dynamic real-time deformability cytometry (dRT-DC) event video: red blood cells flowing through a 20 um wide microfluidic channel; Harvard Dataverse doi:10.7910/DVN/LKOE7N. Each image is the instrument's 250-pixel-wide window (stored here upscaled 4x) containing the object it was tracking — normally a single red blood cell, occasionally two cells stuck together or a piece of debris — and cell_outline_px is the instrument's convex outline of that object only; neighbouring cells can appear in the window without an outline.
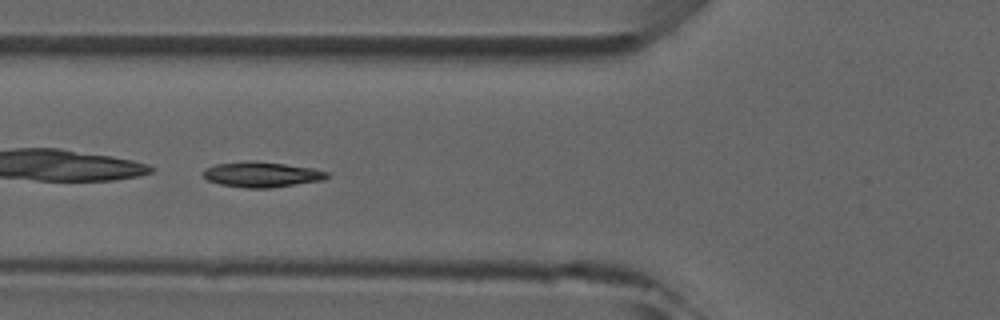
{"species": "common noctule bat (a hibernating species)", "species_latin": "Nyctalus noctula", "temperature_condition": "room temperature", "stored_images_in_passage": 6, "camera_frame_rate_fps": 3000, "um_per_image_px": 0.085, "animal": {"sex": "male", "forearm_length_mm": 52.5}, "frame": {"image": 1, "passage_image": 6, "time_ms": 6.0, "image_size_px": [1000, 320], "cell_outline_px": [[328, 176], [324, 180], [272, 188], [244, 188], [220, 184], [208, 180], [204, 176], [204, 168], [216, 164], [248, 160], [256, 160], [312, 168], [328, 172]], "centroid_in_image_um": [22.24, 14.83], "position_along_channel_um": 103.6, "area_um2": 18.38}}